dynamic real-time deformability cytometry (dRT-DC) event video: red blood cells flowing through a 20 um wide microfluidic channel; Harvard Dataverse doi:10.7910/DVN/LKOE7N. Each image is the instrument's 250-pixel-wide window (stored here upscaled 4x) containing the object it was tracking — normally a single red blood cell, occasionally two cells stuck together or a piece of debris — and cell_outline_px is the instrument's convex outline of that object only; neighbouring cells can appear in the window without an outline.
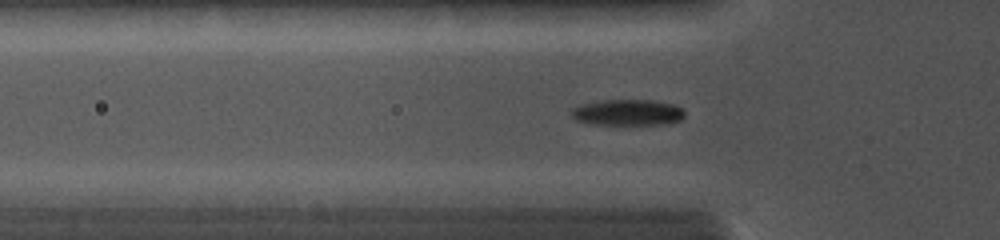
{"species": "common noctule bat (a hibernating species)", "species_latin": "Nyctalus noctula", "temperature_condition": "cold", "stored_images_in_passage": 42, "camera_frame_rate_fps": 5000, "um_per_image_px": 0.085, "animal": {"sex": "female", "body_mass_g": 19.0, "forearm_length_mm": 56.7}, "frame": {"image": 1, "passage_image": 14, "time_ms": 4.4, "image_size_px": [1000, 240], "cell_outline_px": [[684, 116], [680, 120], [668, 124], [592, 124], [576, 120], [572, 116], [572, 108], [580, 104], [600, 100], [652, 100], [672, 104], [684, 108]], "centroid_in_image_um": [53.36, 9.55], "position_along_channel_um": 72.4, "area_um2": 17.22}}
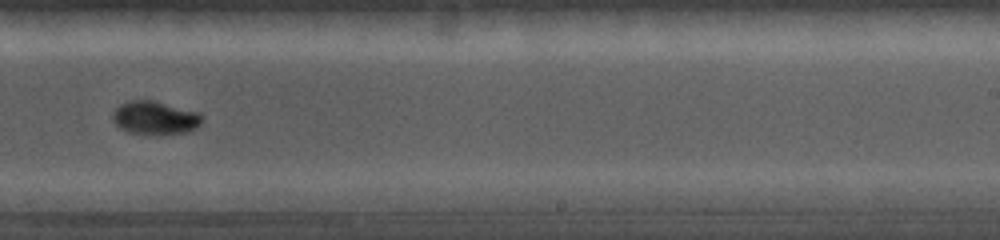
{"frame": {"image": 2, "passage_image": 26, "time_ms": 9.0, "image_size_px": [1000, 240], "cell_outline_px": [[204, 120], [192, 132], [156, 136], [128, 132], [120, 128], [112, 120], [112, 112], [120, 104], [128, 100], [152, 100], [200, 112], [204, 116]], "centroid_in_image_um": [13.22, 10.04], "position_along_channel_um": 275.8, "area_um2": 18.03}}
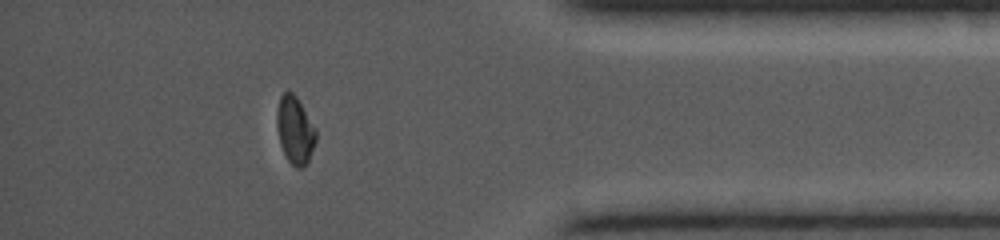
{"frame": {"image": 3, "passage_image": 37, "time_ms": 12.4, "image_size_px": [1000, 240], "cell_outline_px": [[316, 140], [308, 160], [300, 168], [296, 168], [288, 160], [280, 144], [276, 124], [276, 112], [280, 96], [288, 88], [296, 96], [316, 128]], "centroid_in_image_um": [25.05, 11.01], "position_along_channel_um": 410.1, "area_um2": 15.32}}